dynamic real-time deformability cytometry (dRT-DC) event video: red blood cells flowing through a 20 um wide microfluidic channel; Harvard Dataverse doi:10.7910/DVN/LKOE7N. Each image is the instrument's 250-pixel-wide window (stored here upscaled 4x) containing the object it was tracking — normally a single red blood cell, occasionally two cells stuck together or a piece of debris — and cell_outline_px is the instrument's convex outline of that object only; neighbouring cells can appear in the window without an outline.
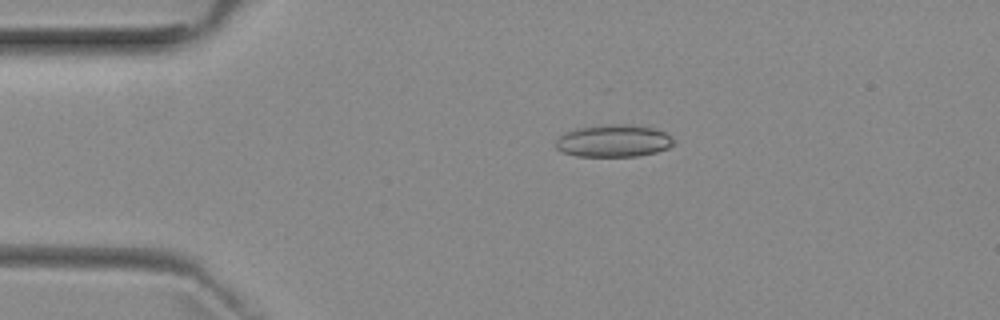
{"species": "common noctule bat (a hibernating species)", "species_latin": "Nyctalus noctula", "temperature_condition": "room temperature", "stored_images_in_passage": 2, "camera_frame_rate_fps": 3000, "um_per_image_px": 0.085, "animal": {"sex": "female", "body_mass_g": 29.2, "forearm_length_mm": 56.3}, "frame": {"image": 1, "passage_image": 1, "time_ms": 0.0, "image_size_px": [1000, 320], "cell_outline_px": [[672, 144], [668, 148], [656, 152], [636, 156], [576, 156], [564, 152], [556, 148], [556, 140], [564, 132], [576, 128], [604, 124], [628, 124], [656, 128], [664, 132], [672, 140]], "centroid_in_image_um": [52.12, 11.96], "position_along_channel_um": 32.9, "area_um2": 22.14}}